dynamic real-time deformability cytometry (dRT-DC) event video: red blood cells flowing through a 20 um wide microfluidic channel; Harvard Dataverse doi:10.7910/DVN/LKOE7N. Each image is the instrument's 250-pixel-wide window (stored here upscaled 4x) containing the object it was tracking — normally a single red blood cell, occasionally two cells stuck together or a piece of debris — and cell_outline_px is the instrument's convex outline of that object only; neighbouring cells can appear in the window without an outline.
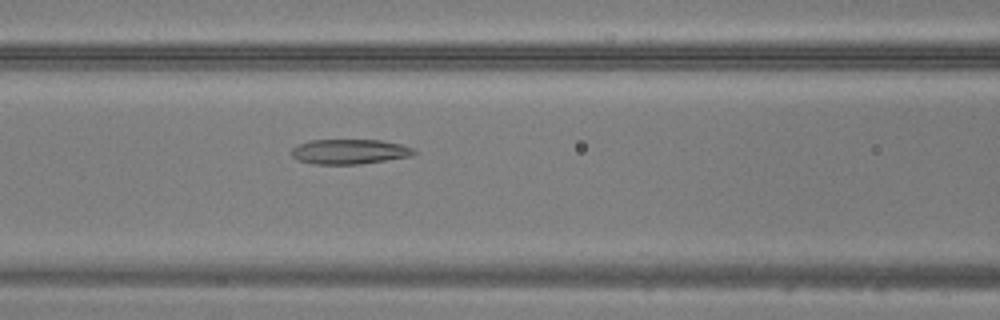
{"species": "common noctule bat (a hibernating species)", "species_latin": "Nyctalus noctula", "temperature_condition": "warm", "stored_images_in_passage": 48, "camera_frame_rate_fps": 3000, "um_per_image_px": 0.085, "animal": {"sex": "male", "body_mass_g": 20.5, "forearm_length_mm": 52.5}, "frame": {"image": 1, "passage_image": 21, "time_ms": 6.667, "image_size_px": [1000, 320], "cell_outline_px": [[416, 152], [412, 156], [360, 164], [316, 164], [300, 160], [292, 156], [292, 148], [308, 140], [380, 140], [400, 144], [412, 148]], "centroid_in_image_um": [29.72, 12.88], "position_along_channel_um": 136.9, "area_um2": 17.57}}
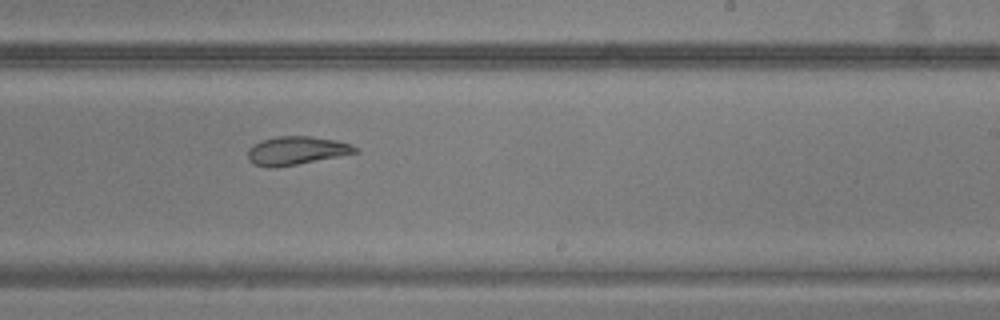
{"frame": {"image": 2, "passage_image": 30, "time_ms": 9.667, "image_size_px": [1000, 320], "cell_outline_px": [[360, 152], [296, 164], [272, 168], [268, 168], [252, 164], [248, 160], [248, 148], [252, 144], [260, 140], [276, 136], [312, 136], [336, 140], [352, 144], [360, 148]], "centroid_in_image_um": [25.18, 12.79], "position_along_channel_um": 263.8, "area_um2": 18.03}}
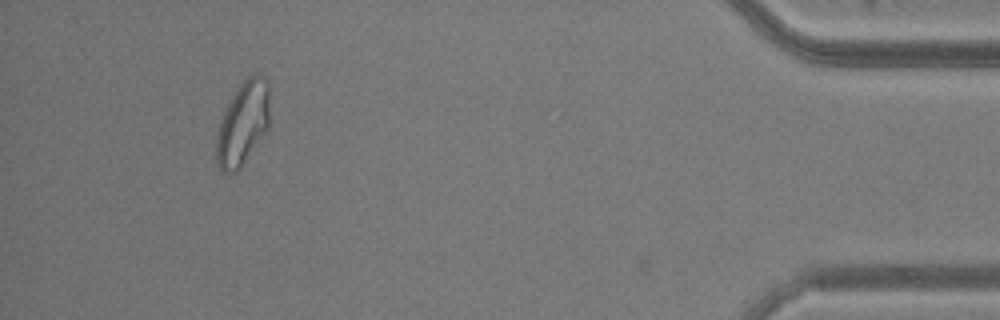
{"frame": {"image": 3, "passage_image": 45, "time_ms": 14.667, "image_size_px": [1000, 320], "cell_outline_px": [[268, 128], [240, 168], [236, 172], [224, 172], [220, 168], [216, 160], [216, 136], [224, 112], [232, 96], [240, 84], [248, 76], [256, 72], [264, 76], [268, 80]], "centroid_in_image_um": [20.64, 10.47], "position_along_channel_um": 414.6, "area_um2": 25.61}}